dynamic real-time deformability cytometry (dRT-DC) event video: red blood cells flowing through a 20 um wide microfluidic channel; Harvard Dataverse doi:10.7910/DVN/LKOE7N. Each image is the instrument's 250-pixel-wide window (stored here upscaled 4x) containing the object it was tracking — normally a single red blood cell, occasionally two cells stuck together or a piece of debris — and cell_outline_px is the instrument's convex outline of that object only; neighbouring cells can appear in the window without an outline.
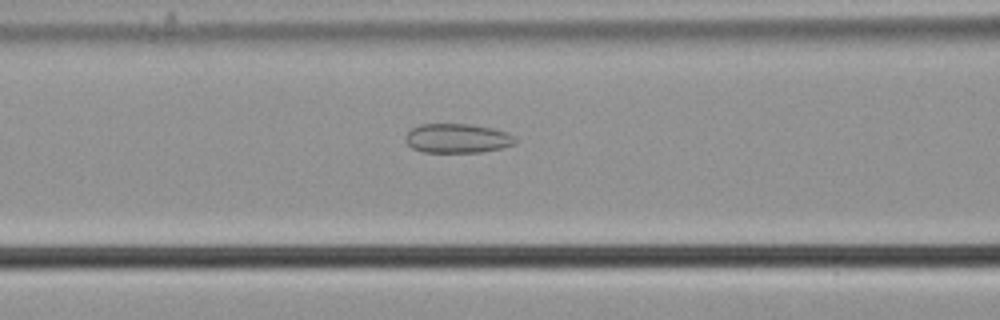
{"species": "common noctule bat (a hibernating species)", "species_latin": "Nyctalus noctula", "temperature_condition": "cold", "stored_images_in_passage": 55, "camera_frame_rate_fps": 3000, "um_per_image_px": 0.085, "animal": {"sex": "male", "body_mass_g": 21.5, "forearm_length_mm": 52.0}, "frame": {"image": 1, "passage_image": 23, "time_ms": 7.333, "image_size_px": [1000, 320], "cell_outline_px": [[516, 144], [500, 148], [480, 152], [424, 152], [412, 148], [404, 140], [404, 136], [412, 128], [420, 124], [472, 124], [492, 128], [508, 132], [516, 136]], "centroid_in_image_um": [38.88, 11.75], "position_along_channel_um": 127.7, "area_um2": 18.9}}
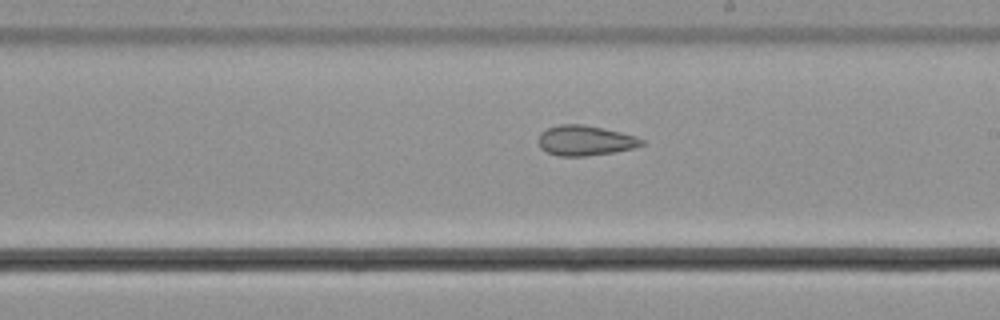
{"frame": {"image": 2, "passage_image": 32, "time_ms": 10.333, "image_size_px": [1000, 320], "cell_outline_px": [[644, 144], [636, 148], [612, 152], [584, 156], [560, 156], [548, 152], [540, 148], [540, 132], [548, 128], [560, 124], [584, 124], [620, 132], [636, 136], [644, 140]], "centroid_in_image_um": [49.77, 11.94], "position_along_channel_um": 239.2, "area_um2": 17.98}}
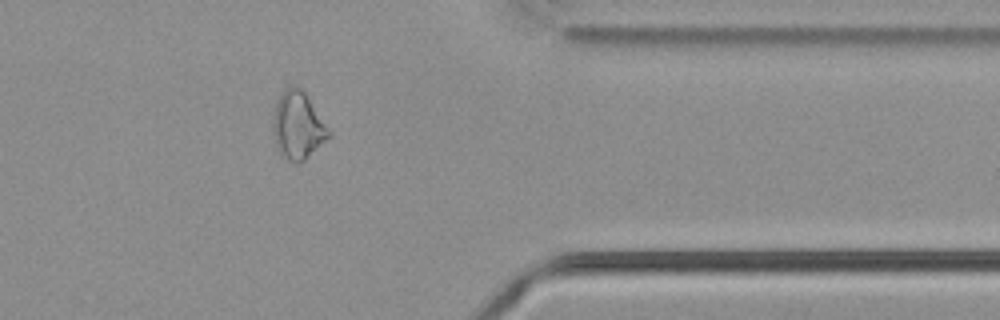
{"frame": {"image": 3, "passage_image": 45, "time_ms": 14.667, "image_size_px": [1000, 320], "cell_outline_px": [[332, 136], [304, 160], [296, 164], [280, 156], [276, 148], [272, 132], [272, 116], [276, 100], [292, 84], [300, 88], [304, 92], [332, 132]], "centroid_in_image_um": [25.3, 10.71], "position_along_channel_um": 386.1, "area_um2": 22.25}, "authors_computed_cell_mechanics": {"area_um2": 22.4264, "velocity_mm_per_s": 3.7235, "shape_relaxation_time_tau1_ms": null, "shape_relaxation_time_tau2_ms": 7.4899, "deformation_change_tau1": null, "deformation_change_tau2": 0.1695}}